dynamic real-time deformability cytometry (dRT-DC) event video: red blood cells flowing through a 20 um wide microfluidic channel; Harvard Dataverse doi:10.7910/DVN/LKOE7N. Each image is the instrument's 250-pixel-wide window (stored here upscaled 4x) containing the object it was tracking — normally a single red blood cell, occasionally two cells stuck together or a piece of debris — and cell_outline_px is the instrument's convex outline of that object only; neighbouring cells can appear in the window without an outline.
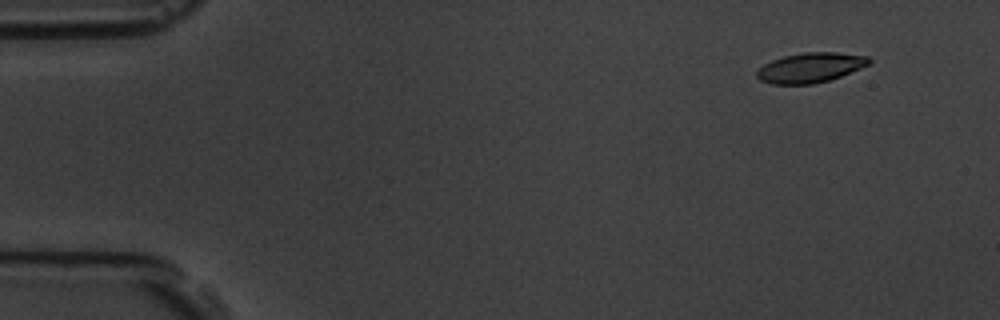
{"species": "common noctule bat (a hibernating species)", "species_latin": "Nyctalus noctula", "temperature_condition": "room temperature", "stored_images_in_passage": 54, "camera_frame_rate_fps": 3000, "um_per_image_px": 0.085, "animal": {"sex": "male", "body_mass_g": 19.5, "forearm_length_mm": 54.6}, "frame": {"image": 1, "passage_image": 1, "time_ms": 0.0, "image_size_px": [1000, 320], "cell_outline_px": [[872, 60], [868, 64], [860, 68], [840, 76], [828, 80], [812, 84], [772, 84], [760, 80], [756, 76], [756, 72], [764, 64], [772, 60], [784, 56], [804, 52], [836, 52], [868, 56]], "centroid_in_image_um": [68.87, 5.74], "position_along_channel_um": 16.1, "area_um2": 19.36}}
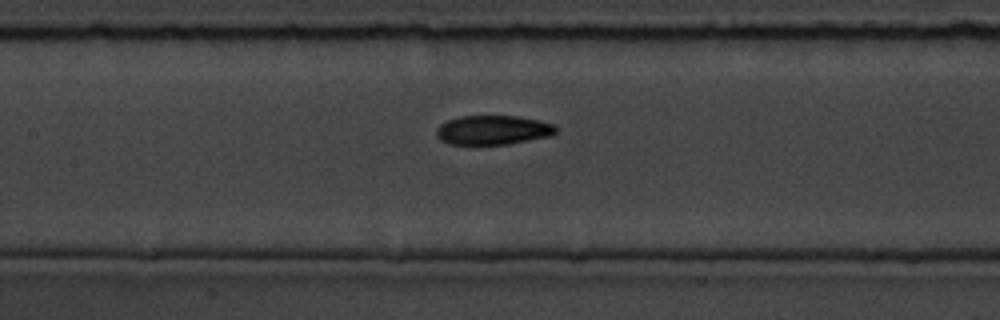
{"frame": {"image": 2, "passage_image": 23, "time_ms": 7.333, "image_size_px": [1000, 320], "cell_outline_px": [[556, 132], [552, 136], [508, 144], [448, 144], [440, 140], [436, 136], [436, 128], [440, 124], [448, 120], [460, 116], [516, 116], [556, 124]], "centroid_in_image_um": [41.89, 11.06], "position_along_channel_um": 165.5, "area_um2": 20.46}}
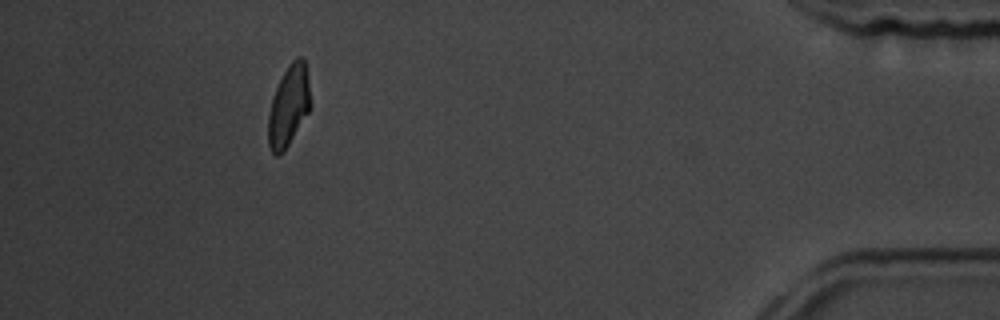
{"frame": {"image": 3, "passage_image": 49, "time_ms": 16.0, "image_size_px": [1000, 320], "cell_outline_px": [[312, 104], [308, 112], [284, 152], [280, 156], [276, 156], [272, 152], [268, 144], [268, 112], [272, 96], [288, 64], [296, 56], [304, 56]], "centroid_in_image_um": [24.54, 8.99], "position_along_channel_um": 410.7, "area_um2": 20.11}, "authors_computed_cell_mechanics": {"area_um2": 20.6346, "velocity_mm_per_s": 3.5052, "shape_relaxation_time_tau1_ms": 4.2917, "shape_relaxation_time_tau2_ms": 3.3376, "deformation_change_tau1": 0.1408, "deformation_change_tau2": 0.0818}}